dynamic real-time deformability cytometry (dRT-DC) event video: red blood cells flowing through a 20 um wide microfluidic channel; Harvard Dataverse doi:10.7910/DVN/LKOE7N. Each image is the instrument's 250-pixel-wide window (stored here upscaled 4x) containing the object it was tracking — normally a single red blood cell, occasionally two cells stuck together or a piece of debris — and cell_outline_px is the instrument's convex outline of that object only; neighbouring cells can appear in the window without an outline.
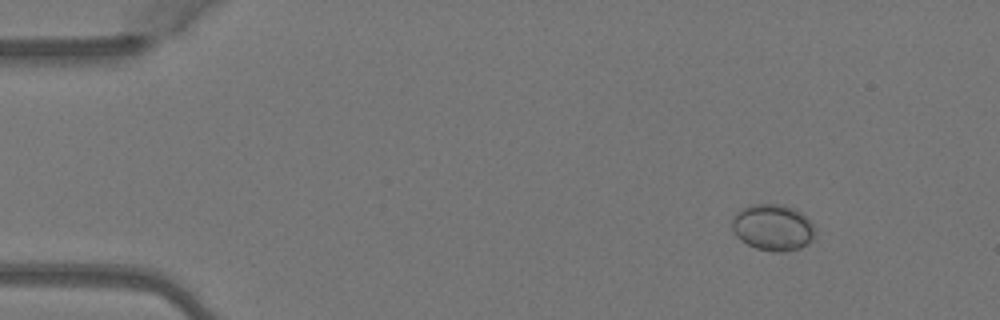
{"species": "Egyptian fruit bat (a non-hibernating species)", "species_latin": "Rousettus aegyptiacus", "temperature_condition": "warm", "stored_images_in_passage": 5, "camera_frame_rate_fps": 3000, "um_per_image_px": 0.085, "animal": {"sex": "female"}, "frame": {"image": 1, "passage_image": 2, "time_ms": 0.333, "image_size_px": [1000, 320], "cell_outline_px": [[812, 240], [800, 248], [784, 252], [772, 252], [756, 248], [740, 240], [736, 236], [732, 228], [732, 216], [740, 208], [752, 204], [784, 204], [796, 208], [812, 224]], "centroid_in_image_um": [65.63, 19.32], "position_along_channel_um": 19.4, "area_um2": 22.48}}
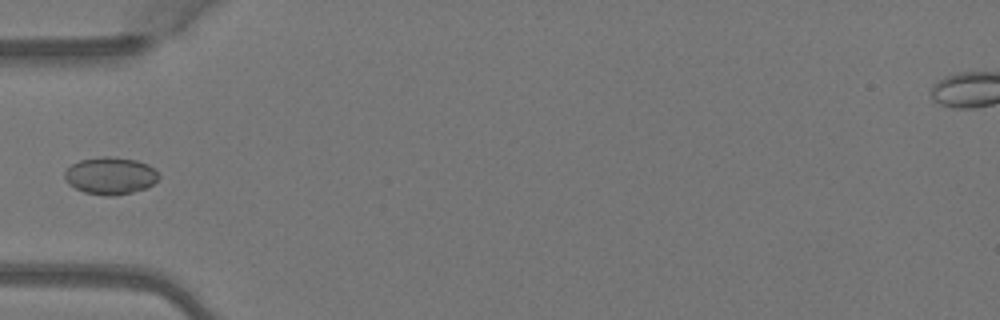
{"frame": {"image": 2, "passage_image": 5, "time_ms": 1.333, "image_size_px": [1000, 320], "cell_outline_px": [[160, 176], [152, 184], [144, 188], [132, 192], [112, 196], [104, 196], [84, 192], [68, 184], [64, 180], [64, 172], [72, 164], [80, 160], [104, 156], [108, 156], [136, 160], [148, 164]], "centroid_in_image_um": [9.34, 14.94], "position_along_channel_um": 75.7, "area_um2": 20.29}}